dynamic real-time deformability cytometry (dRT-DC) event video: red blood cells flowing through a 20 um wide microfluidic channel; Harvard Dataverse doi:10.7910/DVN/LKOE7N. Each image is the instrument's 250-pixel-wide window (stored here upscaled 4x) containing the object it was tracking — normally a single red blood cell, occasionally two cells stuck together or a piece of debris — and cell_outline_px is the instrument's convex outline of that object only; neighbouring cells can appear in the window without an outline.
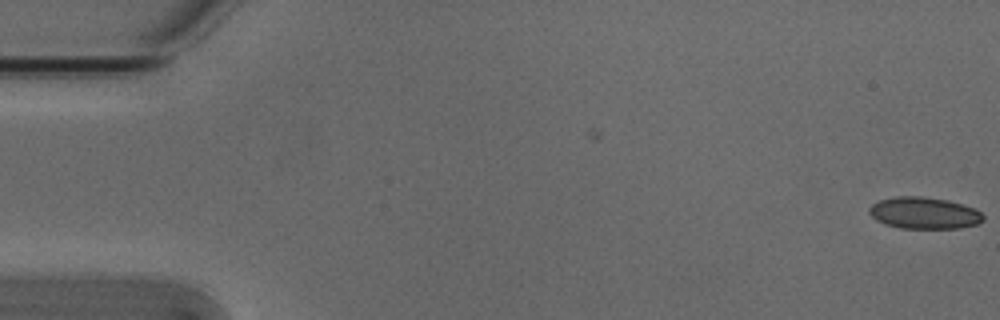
{"species": "Egyptian fruit bat (a non-hibernating species)", "species_latin": "Rousettus aegyptiacus", "temperature_condition": "cold", "stored_images_in_passage": 2, "camera_frame_rate_fps": 3000, "um_per_image_px": 0.085, "animal": {"sex": "male"}, "frame": {"image": 1, "passage_image": 2, "time_ms": 0.333, "image_size_px": [1000, 320], "cell_outline_px": [[984, 220], [976, 224], [960, 228], [900, 228], [884, 224], [876, 220], [868, 212], [868, 208], [872, 204], [880, 200], [896, 196], [920, 196], [948, 200], [976, 208], [984, 216]], "centroid_in_image_um": [78.54, 18.1], "position_along_channel_um": 6.5, "area_um2": 21.15}}